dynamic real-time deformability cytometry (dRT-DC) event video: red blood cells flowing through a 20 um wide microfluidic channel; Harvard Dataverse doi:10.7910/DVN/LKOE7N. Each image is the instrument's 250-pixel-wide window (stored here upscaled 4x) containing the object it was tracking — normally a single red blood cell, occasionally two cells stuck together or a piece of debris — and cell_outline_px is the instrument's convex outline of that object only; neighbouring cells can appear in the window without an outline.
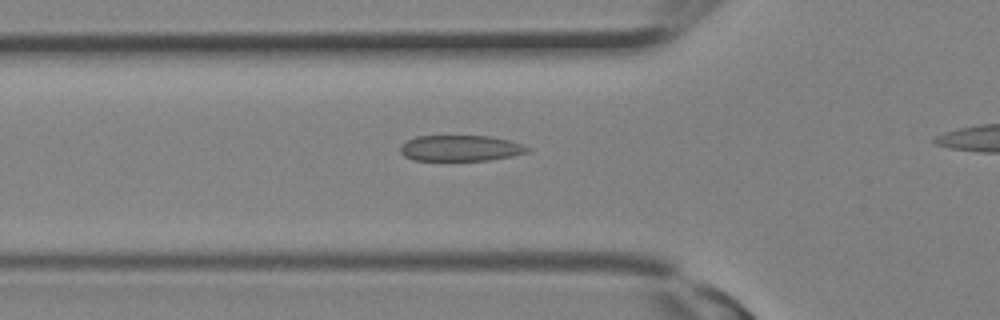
{"species": "Egyptian fruit bat (a non-hibernating species)", "species_latin": "Rousettus aegyptiacus", "temperature_condition": "room temperature", "stored_images_in_passage": 22, "camera_frame_rate_fps": 3000, "um_per_image_px": 0.085, "animal": {"sex": "female"}, "frame": {"image": 1, "passage_image": 6, "time_ms": 1.667, "image_size_px": [1000, 320], "cell_outline_px": [[532, 148], [528, 152], [512, 156], [488, 160], [412, 160], [404, 156], [400, 152], [400, 144], [416, 136], [492, 136], [508, 140]], "centroid_in_image_um": [39.12, 12.59], "position_along_channel_um": 86.7, "area_um2": 19.19}}
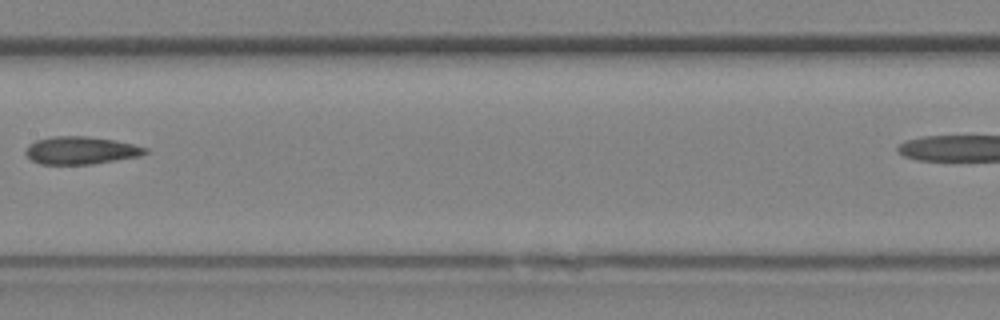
{"frame": {"image": 2, "passage_image": 11, "time_ms": 3.333, "image_size_px": [1000, 320], "cell_outline_px": [[148, 152], [140, 156], [92, 164], [40, 164], [32, 160], [24, 152], [28, 144], [36, 140], [52, 136], [84, 136], [112, 140], [132, 144], [148, 148]], "centroid_in_image_um": [6.84, 12.78], "position_along_channel_um": 200.6, "area_um2": 19.19}}
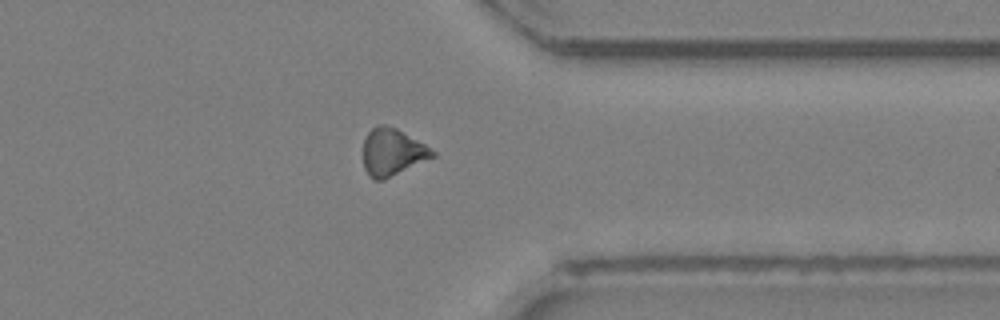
{"frame": {"image": 3, "passage_image": 19, "time_ms": 6.0, "image_size_px": [1000, 320], "cell_outline_px": [[436, 156], [384, 180], [376, 180], [368, 176], [364, 168], [364, 140], [368, 132], [376, 124], [384, 124], [396, 128], [424, 144], [436, 152]], "centroid_in_image_um": [33.34, 12.94], "position_along_channel_um": 378.1, "area_um2": 19.02}}